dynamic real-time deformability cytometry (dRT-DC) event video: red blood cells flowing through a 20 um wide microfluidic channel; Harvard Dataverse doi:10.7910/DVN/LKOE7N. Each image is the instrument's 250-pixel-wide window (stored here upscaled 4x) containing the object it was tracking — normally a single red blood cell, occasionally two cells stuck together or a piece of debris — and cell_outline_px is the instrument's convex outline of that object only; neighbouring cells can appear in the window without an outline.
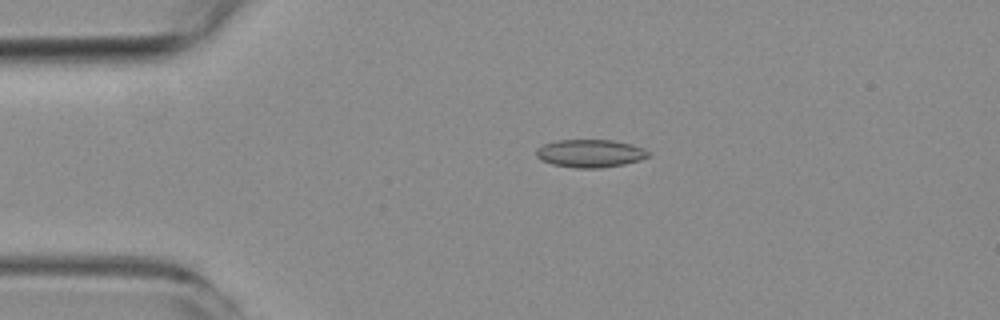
{"species": "common noctule bat (a hibernating species)", "species_latin": "Nyctalus noctula", "temperature_condition": "room temperature", "stored_images_in_passage": 4, "camera_frame_rate_fps": 3000, "um_per_image_px": 0.085, "animal": {"sex": "female", "body_mass_g": 19.3, "forearm_length_mm": 54.1}, "frame": {"image": 1, "passage_image": 3, "time_ms": 2.333, "image_size_px": [1000, 320], "cell_outline_px": [[648, 156], [640, 160], [624, 164], [600, 168], [576, 168], [552, 164], [540, 160], [536, 156], [536, 148], [544, 144], [556, 140], [612, 140], [632, 144], [644, 148], [648, 152]], "centroid_in_image_um": [50.14, 13.03], "position_along_channel_um": 34.9, "area_um2": 18.26}}